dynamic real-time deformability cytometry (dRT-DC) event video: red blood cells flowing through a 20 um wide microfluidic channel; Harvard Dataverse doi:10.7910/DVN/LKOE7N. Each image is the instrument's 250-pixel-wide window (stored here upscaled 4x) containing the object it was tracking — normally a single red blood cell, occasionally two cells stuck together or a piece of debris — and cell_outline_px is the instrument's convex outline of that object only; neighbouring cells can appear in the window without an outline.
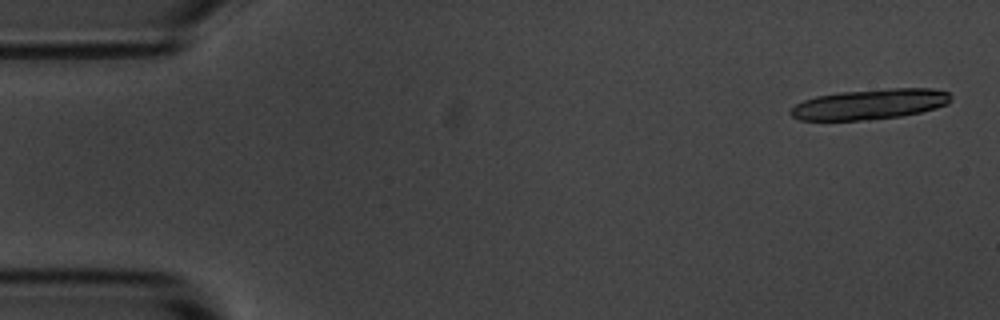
{"species": "common noctule bat (a hibernating species)", "species_latin": "Nyctalus noctula", "temperature_condition": "room temperature", "stored_images_in_passage": 5, "camera_frame_rate_fps": 3000, "um_per_image_px": 0.085, "animal": {"sex": "male", "body_mass_g": 20.1, "forearm_length_mm": 53.5}, "frame": {"image": 1, "passage_image": 1, "time_ms": 0.0, "image_size_px": [1000, 320], "cell_outline_px": [[952, 100], [948, 104], [936, 108], [920, 112], [900, 116], [868, 120], [800, 120], [792, 116], [788, 112], [796, 104], [804, 100], [816, 96], [840, 92], [888, 88], [932, 88], [948, 92], [952, 96]], "centroid_in_image_um": [73.96, 8.85], "position_along_channel_um": 11.0, "area_um2": 28.44}}